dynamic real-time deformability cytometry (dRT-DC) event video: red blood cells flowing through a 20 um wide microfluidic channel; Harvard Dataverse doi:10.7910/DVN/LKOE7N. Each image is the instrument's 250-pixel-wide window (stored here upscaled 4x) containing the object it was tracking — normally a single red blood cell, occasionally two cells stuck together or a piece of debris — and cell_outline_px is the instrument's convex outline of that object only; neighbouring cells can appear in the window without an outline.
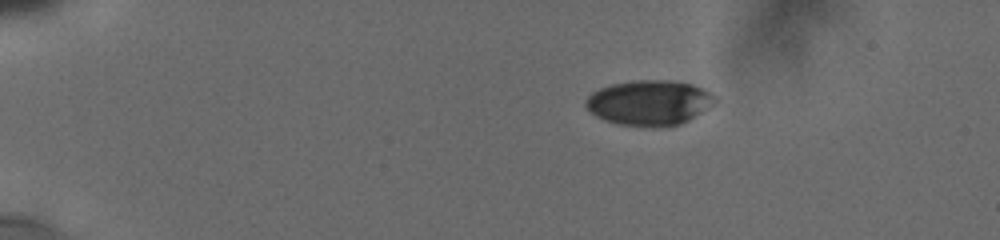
{"species": "human", "species_latin": "Homo sapiens", "temperature_condition": "cold", "stored_images_in_passage": 27, "camera_frame_rate_fps": 3000, "um_per_image_px": 0.085, "donor": {"sex": "male"}, "frame": {"image": 1, "passage_image": 1, "time_ms": 0.0, "image_size_px": [1000, 240], "cell_outline_px": [[716, 100], [708, 108], [688, 120], [680, 124], [616, 124], [604, 120], [596, 116], [584, 104], [584, 100], [592, 92], [600, 88], [612, 84], [636, 80], [672, 80], [692, 84], [716, 96]], "centroid_in_image_um": [55.16, 8.69], "position_along_channel_um": 29.8, "area_um2": 33.12}}
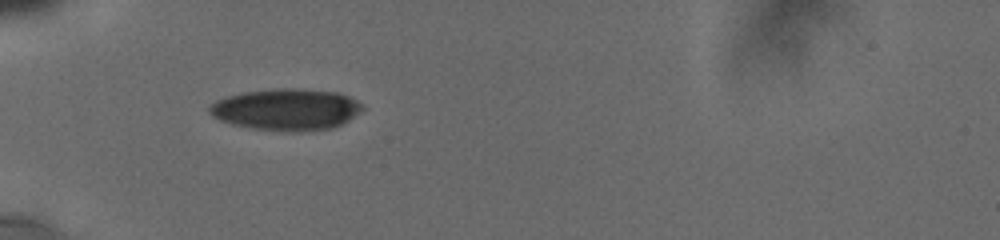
{"frame": {"image": 2, "passage_image": 17, "time_ms": 3.0, "image_size_px": [1000, 240], "cell_outline_px": [[364, 108], [360, 112], [348, 120], [332, 128], [296, 132], [292, 132], [252, 128], [232, 124], [220, 120], [212, 116], [208, 108], [216, 100], [228, 96], [244, 92], [336, 92], [348, 96], [364, 104]], "centroid_in_image_um": [24.34, 9.37], "position_along_channel_um": 60.7, "area_um2": 35.37}}